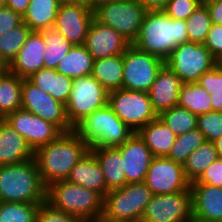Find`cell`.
Masks as SVG:
<instances>
[{"mask_svg": "<svg viewBox=\"0 0 222 222\" xmlns=\"http://www.w3.org/2000/svg\"><path fill=\"white\" fill-rule=\"evenodd\" d=\"M90 150L86 142L73 130L62 133L56 140L34 151L38 171L47 187L66 180L72 168Z\"/></svg>", "mask_w": 222, "mask_h": 222, "instance_id": "obj_1", "label": "cell"}, {"mask_svg": "<svg viewBox=\"0 0 222 222\" xmlns=\"http://www.w3.org/2000/svg\"><path fill=\"white\" fill-rule=\"evenodd\" d=\"M184 42H188L185 20L172 19L164 11H147L132 45L165 61Z\"/></svg>", "mask_w": 222, "mask_h": 222, "instance_id": "obj_2", "label": "cell"}, {"mask_svg": "<svg viewBox=\"0 0 222 222\" xmlns=\"http://www.w3.org/2000/svg\"><path fill=\"white\" fill-rule=\"evenodd\" d=\"M44 185L36 161L0 165V201L41 204L46 201Z\"/></svg>", "mask_w": 222, "mask_h": 222, "instance_id": "obj_3", "label": "cell"}, {"mask_svg": "<svg viewBox=\"0 0 222 222\" xmlns=\"http://www.w3.org/2000/svg\"><path fill=\"white\" fill-rule=\"evenodd\" d=\"M73 130L89 148L118 147L134 134L108 104L86 116Z\"/></svg>", "mask_w": 222, "mask_h": 222, "instance_id": "obj_4", "label": "cell"}, {"mask_svg": "<svg viewBox=\"0 0 222 222\" xmlns=\"http://www.w3.org/2000/svg\"><path fill=\"white\" fill-rule=\"evenodd\" d=\"M46 202L84 222L103 214L104 197L101 194L67 180L56 181L47 186Z\"/></svg>", "mask_w": 222, "mask_h": 222, "instance_id": "obj_5", "label": "cell"}, {"mask_svg": "<svg viewBox=\"0 0 222 222\" xmlns=\"http://www.w3.org/2000/svg\"><path fill=\"white\" fill-rule=\"evenodd\" d=\"M153 192L144 182L128 183L104 196L103 214L108 219L140 222Z\"/></svg>", "mask_w": 222, "mask_h": 222, "instance_id": "obj_6", "label": "cell"}, {"mask_svg": "<svg viewBox=\"0 0 222 222\" xmlns=\"http://www.w3.org/2000/svg\"><path fill=\"white\" fill-rule=\"evenodd\" d=\"M146 12V8L137 0L112 1L93 9L96 21L112 27L131 44L139 35Z\"/></svg>", "mask_w": 222, "mask_h": 222, "instance_id": "obj_7", "label": "cell"}, {"mask_svg": "<svg viewBox=\"0 0 222 222\" xmlns=\"http://www.w3.org/2000/svg\"><path fill=\"white\" fill-rule=\"evenodd\" d=\"M165 64L183 83H193L219 62L204 44L188 41L178 45L165 60Z\"/></svg>", "mask_w": 222, "mask_h": 222, "instance_id": "obj_8", "label": "cell"}, {"mask_svg": "<svg viewBox=\"0 0 222 222\" xmlns=\"http://www.w3.org/2000/svg\"><path fill=\"white\" fill-rule=\"evenodd\" d=\"M108 105L134 132L158 118L148 92L119 89L108 92Z\"/></svg>", "mask_w": 222, "mask_h": 222, "instance_id": "obj_9", "label": "cell"}, {"mask_svg": "<svg viewBox=\"0 0 222 222\" xmlns=\"http://www.w3.org/2000/svg\"><path fill=\"white\" fill-rule=\"evenodd\" d=\"M107 104V90L92 75L75 78L65 105L67 120L74 128L86 116Z\"/></svg>", "mask_w": 222, "mask_h": 222, "instance_id": "obj_10", "label": "cell"}, {"mask_svg": "<svg viewBox=\"0 0 222 222\" xmlns=\"http://www.w3.org/2000/svg\"><path fill=\"white\" fill-rule=\"evenodd\" d=\"M123 89L149 92L165 61L130 45L123 54Z\"/></svg>", "mask_w": 222, "mask_h": 222, "instance_id": "obj_11", "label": "cell"}, {"mask_svg": "<svg viewBox=\"0 0 222 222\" xmlns=\"http://www.w3.org/2000/svg\"><path fill=\"white\" fill-rule=\"evenodd\" d=\"M21 109L51 122L63 133L73 131L67 120L65 105L33 85L28 79L23 80Z\"/></svg>", "mask_w": 222, "mask_h": 222, "instance_id": "obj_12", "label": "cell"}, {"mask_svg": "<svg viewBox=\"0 0 222 222\" xmlns=\"http://www.w3.org/2000/svg\"><path fill=\"white\" fill-rule=\"evenodd\" d=\"M192 217V193L180 191L154 194L140 222H189Z\"/></svg>", "mask_w": 222, "mask_h": 222, "instance_id": "obj_13", "label": "cell"}, {"mask_svg": "<svg viewBox=\"0 0 222 222\" xmlns=\"http://www.w3.org/2000/svg\"><path fill=\"white\" fill-rule=\"evenodd\" d=\"M144 183L153 194L191 191V182L185 175L183 165L167 157H153Z\"/></svg>", "mask_w": 222, "mask_h": 222, "instance_id": "obj_14", "label": "cell"}, {"mask_svg": "<svg viewBox=\"0 0 222 222\" xmlns=\"http://www.w3.org/2000/svg\"><path fill=\"white\" fill-rule=\"evenodd\" d=\"M93 19V9L86 1L60 4L54 29L73 46L84 45Z\"/></svg>", "mask_w": 222, "mask_h": 222, "instance_id": "obj_15", "label": "cell"}, {"mask_svg": "<svg viewBox=\"0 0 222 222\" xmlns=\"http://www.w3.org/2000/svg\"><path fill=\"white\" fill-rule=\"evenodd\" d=\"M4 120L25 139L33 152L63 133L56 125L23 109L15 110Z\"/></svg>", "mask_w": 222, "mask_h": 222, "instance_id": "obj_16", "label": "cell"}, {"mask_svg": "<svg viewBox=\"0 0 222 222\" xmlns=\"http://www.w3.org/2000/svg\"><path fill=\"white\" fill-rule=\"evenodd\" d=\"M123 160V169L126 176V184L144 182L150 167L153 155L137 132L116 147Z\"/></svg>", "mask_w": 222, "mask_h": 222, "instance_id": "obj_17", "label": "cell"}, {"mask_svg": "<svg viewBox=\"0 0 222 222\" xmlns=\"http://www.w3.org/2000/svg\"><path fill=\"white\" fill-rule=\"evenodd\" d=\"M84 45L94 60H98L124 54L131 43L112 27L93 19Z\"/></svg>", "mask_w": 222, "mask_h": 222, "instance_id": "obj_18", "label": "cell"}, {"mask_svg": "<svg viewBox=\"0 0 222 222\" xmlns=\"http://www.w3.org/2000/svg\"><path fill=\"white\" fill-rule=\"evenodd\" d=\"M45 42L41 32L31 31L16 58L8 66V71L27 79L44 68Z\"/></svg>", "mask_w": 222, "mask_h": 222, "instance_id": "obj_19", "label": "cell"}, {"mask_svg": "<svg viewBox=\"0 0 222 222\" xmlns=\"http://www.w3.org/2000/svg\"><path fill=\"white\" fill-rule=\"evenodd\" d=\"M182 83L181 79L166 64L162 66L148 92L153 109L158 116L178 105Z\"/></svg>", "mask_w": 222, "mask_h": 222, "instance_id": "obj_20", "label": "cell"}, {"mask_svg": "<svg viewBox=\"0 0 222 222\" xmlns=\"http://www.w3.org/2000/svg\"><path fill=\"white\" fill-rule=\"evenodd\" d=\"M192 216L204 221L222 222V188L191 184Z\"/></svg>", "mask_w": 222, "mask_h": 222, "instance_id": "obj_21", "label": "cell"}, {"mask_svg": "<svg viewBox=\"0 0 222 222\" xmlns=\"http://www.w3.org/2000/svg\"><path fill=\"white\" fill-rule=\"evenodd\" d=\"M25 139L4 119H0V165L19 164L33 159Z\"/></svg>", "mask_w": 222, "mask_h": 222, "instance_id": "obj_22", "label": "cell"}, {"mask_svg": "<svg viewBox=\"0 0 222 222\" xmlns=\"http://www.w3.org/2000/svg\"><path fill=\"white\" fill-rule=\"evenodd\" d=\"M66 180L87 189H92L103 197L107 193V185L101 165L90 150L72 168Z\"/></svg>", "mask_w": 222, "mask_h": 222, "instance_id": "obj_23", "label": "cell"}, {"mask_svg": "<svg viewBox=\"0 0 222 222\" xmlns=\"http://www.w3.org/2000/svg\"><path fill=\"white\" fill-rule=\"evenodd\" d=\"M27 79L55 100L67 104L73 85L72 78L59 74L56 69L41 68Z\"/></svg>", "mask_w": 222, "mask_h": 222, "instance_id": "obj_24", "label": "cell"}, {"mask_svg": "<svg viewBox=\"0 0 222 222\" xmlns=\"http://www.w3.org/2000/svg\"><path fill=\"white\" fill-rule=\"evenodd\" d=\"M154 157H167L177 136L158 117L138 132Z\"/></svg>", "mask_w": 222, "mask_h": 222, "instance_id": "obj_25", "label": "cell"}, {"mask_svg": "<svg viewBox=\"0 0 222 222\" xmlns=\"http://www.w3.org/2000/svg\"><path fill=\"white\" fill-rule=\"evenodd\" d=\"M101 165L104 179L107 185V193L110 190L122 188L126 185V176L123 169V160L120 151L112 148H90Z\"/></svg>", "mask_w": 222, "mask_h": 222, "instance_id": "obj_26", "label": "cell"}, {"mask_svg": "<svg viewBox=\"0 0 222 222\" xmlns=\"http://www.w3.org/2000/svg\"><path fill=\"white\" fill-rule=\"evenodd\" d=\"M60 3L57 0H30L23 22L31 31L54 28Z\"/></svg>", "mask_w": 222, "mask_h": 222, "instance_id": "obj_27", "label": "cell"}, {"mask_svg": "<svg viewBox=\"0 0 222 222\" xmlns=\"http://www.w3.org/2000/svg\"><path fill=\"white\" fill-rule=\"evenodd\" d=\"M123 54L94 60L91 75L111 92L123 88Z\"/></svg>", "mask_w": 222, "mask_h": 222, "instance_id": "obj_28", "label": "cell"}, {"mask_svg": "<svg viewBox=\"0 0 222 222\" xmlns=\"http://www.w3.org/2000/svg\"><path fill=\"white\" fill-rule=\"evenodd\" d=\"M94 58L87 51L85 45L73 46L67 55L57 65L59 74L75 79L91 75Z\"/></svg>", "mask_w": 222, "mask_h": 222, "instance_id": "obj_29", "label": "cell"}, {"mask_svg": "<svg viewBox=\"0 0 222 222\" xmlns=\"http://www.w3.org/2000/svg\"><path fill=\"white\" fill-rule=\"evenodd\" d=\"M218 158L219 155L215 143L205 140L188 156L186 163L183 165L187 179L191 183L196 181Z\"/></svg>", "mask_w": 222, "mask_h": 222, "instance_id": "obj_30", "label": "cell"}, {"mask_svg": "<svg viewBox=\"0 0 222 222\" xmlns=\"http://www.w3.org/2000/svg\"><path fill=\"white\" fill-rule=\"evenodd\" d=\"M178 106L188 109L197 116L212 111L210 94L197 82L182 83Z\"/></svg>", "mask_w": 222, "mask_h": 222, "instance_id": "obj_31", "label": "cell"}, {"mask_svg": "<svg viewBox=\"0 0 222 222\" xmlns=\"http://www.w3.org/2000/svg\"><path fill=\"white\" fill-rule=\"evenodd\" d=\"M23 80L10 72L0 80V119L21 109Z\"/></svg>", "mask_w": 222, "mask_h": 222, "instance_id": "obj_32", "label": "cell"}, {"mask_svg": "<svg viewBox=\"0 0 222 222\" xmlns=\"http://www.w3.org/2000/svg\"><path fill=\"white\" fill-rule=\"evenodd\" d=\"M42 35L46 45L44 68L56 69L73 45L54 28L43 30Z\"/></svg>", "mask_w": 222, "mask_h": 222, "instance_id": "obj_33", "label": "cell"}, {"mask_svg": "<svg viewBox=\"0 0 222 222\" xmlns=\"http://www.w3.org/2000/svg\"><path fill=\"white\" fill-rule=\"evenodd\" d=\"M31 29L23 22L11 31L0 35V64L9 66L16 58L21 47L26 42Z\"/></svg>", "mask_w": 222, "mask_h": 222, "instance_id": "obj_34", "label": "cell"}, {"mask_svg": "<svg viewBox=\"0 0 222 222\" xmlns=\"http://www.w3.org/2000/svg\"><path fill=\"white\" fill-rule=\"evenodd\" d=\"M158 117L176 136L197 128V115L178 105L162 112Z\"/></svg>", "mask_w": 222, "mask_h": 222, "instance_id": "obj_35", "label": "cell"}, {"mask_svg": "<svg viewBox=\"0 0 222 222\" xmlns=\"http://www.w3.org/2000/svg\"><path fill=\"white\" fill-rule=\"evenodd\" d=\"M204 141L205 138L198 128L190 130L183 135H179L171 147L167 158L175 161L178 164L184 165L188 159V156Z\"/></svg>", "mask_w": 222, "mask_h": 222, "instance_id": "obj_36", "label": "cell"}, {"mask_svg": "<svg viewBox=\"0 0 222 222\" xmlns=\"http://www.w3.org/2000/svg\"><path fill=\"white\" fill-rule=\"evenodd\" d=\"M211 26L212 20L209 11L202 2L186 20L188 41L203 44Z\"/></svg>", "mask_w": 222, "mask_h": 222, "instance_id": "obj_37", "label": "cell"}, {"mask_svg": "<svg viewBox=\"0 0 222 222\" xmlns=\"http://www.w3.org/2000/svg\"><path fill=\"white\" fill-rule=\"evenodd\" d=\"M39 204L1 202L0 222H36Z\"/></svg>", "mask_w": 222, "mask_h": 222, "instance_id": "obj_38", "label": "cell"}, {"mask_svg": "<svg viewBox=\"0 0 222 222\" xmlns=\"http://www.w3.org/2000/svg\"><path fill=\"white\" fill-rule=\"evenodd\" d=\"M197 83L210 94L212 111L222 112V64L205 72Z\"/></svg>", "mask_w": 222, "mask_h": 222, "instance_id": "obj_39", "label": "cell"}, {"mask_svg": "<svg viewBox=\"0 0 222 222\" xmlns=\"http://www.w3.org/2000/svg\"><path fill=\"white\" fill-rule=\"evenodd\" d=\"M196 125L206 141L214 142L222 135V112L210 111L198 115Z\"/></svg>", "mask_w": 222, "mask_h": 222, "instance_id": "obj_40", "label": "cell"}, {"mask_svg": "<svg viewBox=\"0 0 222 222\" xmlns=\"http://www.w3.org/2000/svg\"><path fill=\"white\" fill-rule=\"evenodd\" d=\"M36 222H84L75 215H71L53 208L48 202L39 204Z\"/></svg>", "mask_w": 222, "mask_h": 222, "instance_id": "obj_41", "label": "cell"}, {"mask_svg": "<svg viewBox=\"0 0 222 222\" xmlns=\"http://www.w3.org/2000/svg\"><path fill=\"white\" fill-rule=\"evenodd\" d=\"M201 3V0H170L164 12L172 19L186 21Z\"/></svg>", "mask_w": 222, "mask_h": 222, "instance_id": "obj_42", "label": "cell"}, {"mask_svg": "<svg viewBox=\"0 0 222 222\" xmlns=\"http://www.w3.org/2000/svg\"><path fill=\"white\" fill-rule=\"evenodd\" d=\"M191 184H208L222 188V158L213 162L202 175Z\"/></svg>", "mask_w": 222, "mask_h": 222, "instance_id": "obj_43", "label": "cell"}, {"mask_svg": "<svg viewBox=\"0 0 222 222\" xmlns=\"http://www.w3.org/2000/svg\"><path fill=\"white\" fill-rule=\"evenodd\" d=\"M219 63L222 62V25L212 24L203 43Z\"/></svg>", "mask_w": 222, "mask_h": 222, "instance_id": "obj_44", "label": "cell"}, {"mask_svg": "<svg viewBox=\"0 0 222 222\" xmlns=\"http://www.w3.org/2000/svg\"><path fill=\"white\" fill-rule=\"evenodd\" d=\"M23 23V16L5 6L0 9V35L11 31Z\"/></svg>", "mask_w": 222, "mask_h": 222, "instance_id": "obj_45", "label": "cell"}, {"mask_svg": "<svg viewBox=\"0 0 222 222\" xmlns=\"http://www.w3.org/2000/svg\"><path fill=\"white\" fill-rule=\"evenodd\" d=\"M203 3L209 11L212 24L222 25V0H204Z\"/></svg>", "mask_w": 222, "mask_h": 222, "instance_id": "obj_46", "label": "cell"}, {"mask_svg": "<svg viewBox=\"0 0 222 222\" xmlns=\"http://www.w3.org/2000/svg\"><path fill=\"white\" fill-rule=\"evenodd\" d=\"M147 11H164L170 0H137Z\"/></svg>", "mask_w": 222, "mask_h": 222, "instance_id": "obj_47", "label": "cell"}, {"mask_svg": "<svg viewBox=\"0 0 222 222\" xmlns=\"http://www.w3.org/2000/svg\"><path fill=\"white\" fill-rule=\"evenodd\" d=\"M30 0H6V6L22 16L29 6Z\"/></svg>", "mask_w": 222, "mask_h": 222, "instance_id": "obj_48", "label": "cell"}, {"mask_svg": "<svg viewBox=\"0 0 222 222\" xmlns=\"http://www.w3.org/2000/svg\"><path fill=\"white\" fill-rule=\"evenodd\" d=\"M86 222H125V221H119V220H113V219H108L104 215H99L98 217L88 220Z\"/></svg>", "mask_w": 222, "mask_h": 222, "instance_id": "obj_49", "label": "cell"}, {"mask_svg": "<svg viewBox=\"0 0 222 222\" xmlns=\"http://www.w3.org/2000/svg\"><path fill=\"white\" fill-rule=\"evenodd\" d=\"M112 1H117V0H86V2L90 5L92 9H94L96 6H99L103 3H108Z\"/></svg>", "mask_w": 222, "mask_h": 222, "instance_id": "obj_50", "label": "cell"}, {"mask_svg": "<svg viewBox=\"0 0 222 222\" xmlns=\"http://www.w3.org/2000/svg\"><path fill=\"white\" fill-rule=\"evenodd\" d=\"M214 143L219 157L222 158V135L217 140H215Z\"/></svg>", "mask_w": 222, "mask_h": 222, "instance_id": "obj_51", "label": "cell"}, {"mask_svg": "<svg viewBox=\"0 0 222 222\" xmlns=\"http://www.w3.org/2000/svg\"><path fill=\"white\" fill-rule=\"evenodd\" d=\"M8 66L0 64V80L8 73Z\"/></svg>", "mask_w": 222, "mask_h": 222, "instance_id": "obj_52", "label": "cell"}, {"mask_svg": "<svg viewBox=\"0 0 222 222\" xmlns=\"http://www.w3.org/2000/svg\"><path fill=\"white\" fill-rule=\"evenodd\" d=\"M60 4H74L79 2H84L86 0H57Z\"/></svg>", "mask_w": 222, "mask_h": 222, "instance_id": "obj_53", "label": "cell"}, {"mask_svg": "<svg viewBox=\"0 0 222 222\" xmlns=\"http://www.w3.org/2000/svg\"><path fill=\"white\" fill-rule=\"evenodd\" d=\"M189 222H211V221H204L202 219L196 218V217H191V220Z\"/></svg>", "mask_w": 222, "mask_h": 222, "instance_id": "obj_54", "label": "cell"}, {"mask_svg": "<svg viewBox=\"0 0 222 222\" xmlns=\"http://www.w3.org/2000/svg\"><path fill=\"white\" fill-rule=\"evenodd\" d=\"M6 6V0H0V9Z\"/></svg>", "mask_w": 222, "mask_h": 222, "instance_id": "obj_55", "label": "cell"}, {"mask_svg": "<svg viewBox=\"0 0 222 222\" xmlns=\"http://www.w3.org/2000/svg\"><path fill=\"white\" fill-rule=\"evenodd\" d=\"M0 218H1V201H0ZM1 220V219H0Z\"/></svg>", "mask_w": 222, "mask_h": 222, "instance_id": "obj_56", "label": "cell"}]
</instances>
